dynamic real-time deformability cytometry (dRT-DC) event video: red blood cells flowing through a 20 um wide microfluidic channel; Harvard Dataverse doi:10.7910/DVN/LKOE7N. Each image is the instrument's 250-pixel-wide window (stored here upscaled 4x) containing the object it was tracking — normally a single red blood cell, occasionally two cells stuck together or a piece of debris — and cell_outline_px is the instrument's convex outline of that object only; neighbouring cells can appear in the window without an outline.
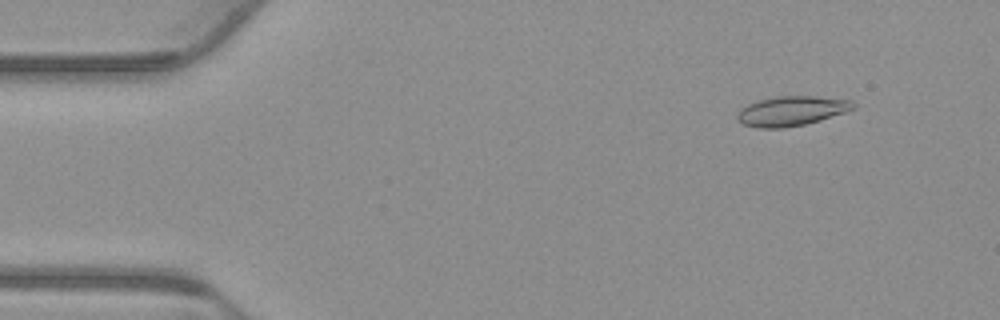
{"species": "common noctule bat (a hibernating species)", "species_latin": "Nyctalus noctula", "temperature_condition": "warm", "stored_images_in_passage": 56, "camera_frame_rate_fps": 3000, "um_per_image_px": 0.085, "animal": {"sex": "male", "body_mass_g": 23.1, "forearm_length_mm": 52.7}, "frame": {"image": 1, "passage_image": 6, "time_ms": 1.667, "image_size_px": [1000, 320], "cell_outline_px": [[856, 108], [820, 120], [804, 124], [784, 128], [760, 128], [744, 124], [736, 116], [740, 108], [756, 100], [776, 96], [816, 96], [852, 100], [856, 104]], "centroid_in_image_um": [67.29, 9.42], "position_along_channel_um": 17.7, "area_um2": 20.06}}
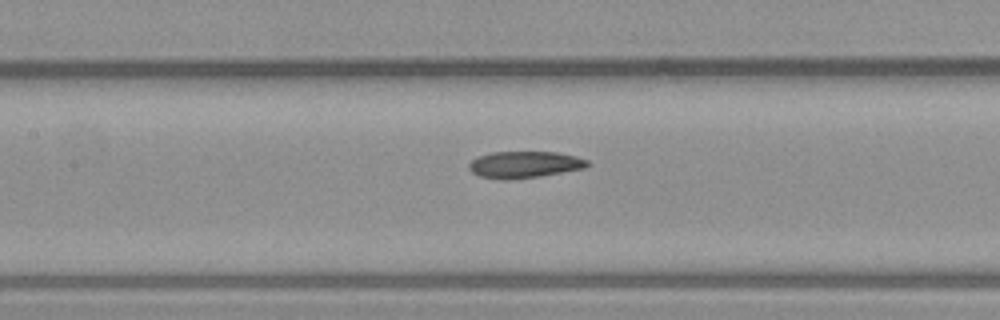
{"frame": {"image": 2, "passage_image": 25, "time_ms": 8.0, "image_size_px": [1000, 320], "cell_outline_px": [[592, 164], [584, 168], [540, 176], [512, 180], [504, 180], [480, 176], [472, 172], [468, 168], [468, 164], [476, 156], [492, 152], [556, 152], [576, 156], [588, 160]], "centroid_in_image_um": [44.57, 13.99], "position_along_channel_um": 162.8, "area_um2": 18.55}}
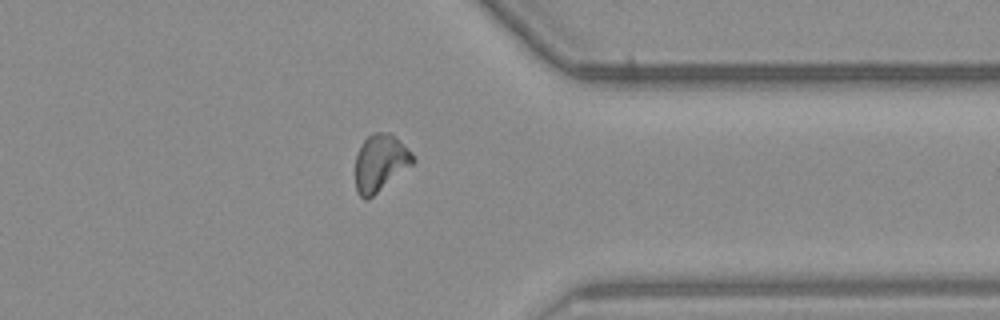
{"frame": {"image": 3, "passage_image": 43, "time_ms": 14.0, "image_size_px": [1000, 320], "cell_outline_px": [[416, 160], [412, 164], [368, 200], [364, 200], [356, 192], [356, 156], [364, 140], [372, 132], [388, 132], [396, 136], [412, 152]], "centroid_in_image_um": [32.33, 13.83], "position_along_channel_um": 379.1, "area_um2": 19.07}, "authors_computed_cell_mechanics": {"area_um2": 18.8428, "velocity_mm_per_s": 3.7711, "shape_relaxation_time_tau1_ms": null, "shape_relaxation_time_tau2_ms": 5.5897, "deformation_change_tau1": null, "deformation_change_tau2": 0.1148}}